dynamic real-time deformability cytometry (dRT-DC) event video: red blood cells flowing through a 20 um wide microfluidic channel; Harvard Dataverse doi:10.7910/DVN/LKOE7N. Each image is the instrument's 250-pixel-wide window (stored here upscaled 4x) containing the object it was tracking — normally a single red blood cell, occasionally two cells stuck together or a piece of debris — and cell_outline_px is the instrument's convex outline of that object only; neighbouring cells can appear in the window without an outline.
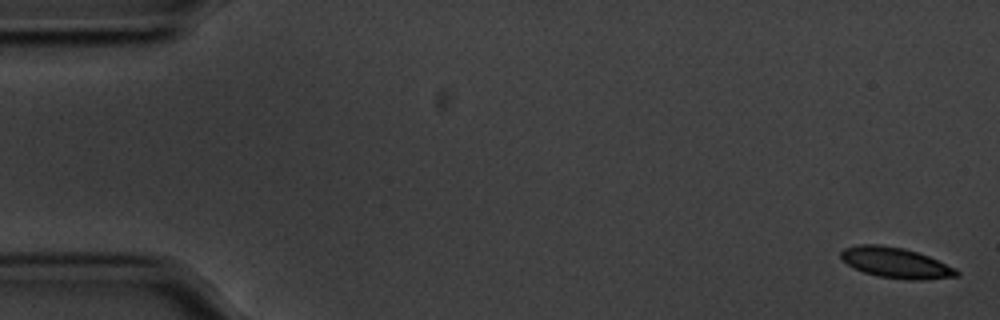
{"species": "common noctule bat (a hibernating species)", "species_latin": "Nyctalus noctula", "temperature_condition": "cold", "stored_images_in_passage": 57, "camera_frame_rate_fps": 3000, "um_per_image_px": 0.085, "animal": {"sex": "male", "body_mass_g": 20.1, "forearm_length_mm": 53.5}, "frame": {"image": 1, "passage_image": 1, "time_ms": 0.0, "image_size_px": [1000, 320], "cell_outline_px": [[960, 276], [924, 280], [904, 280], [876, 276], [852, 268], [840, 256], [840, 252], [844, 248], [856, 244], [880, 244], [904, 248], [928, 256], [956, 268], [960, 272]], "centroid_in_image_um": [76.14, 22.34], "position_along_channel_um": 8.9, "area_um2": 20.87}}
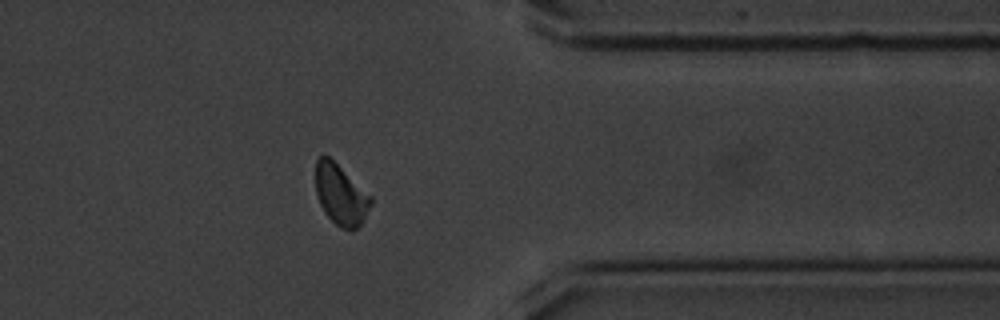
{"frame": {"image": 2, "passage_image": 45, "time_ms": 14.667, "image_size_px": [1000, 320], "cell_outline_px": [[372, 204], [364, 220], [352, 232], [340, 228], [324, 212], [320, 204], [316, 192], [316, 160], [320, 156], [328, 156], [372, 196]], "centroid_in_image_um": [28.98, 16.58], "position_along_channel_um": 382.4, "area_um2": 19.42}}
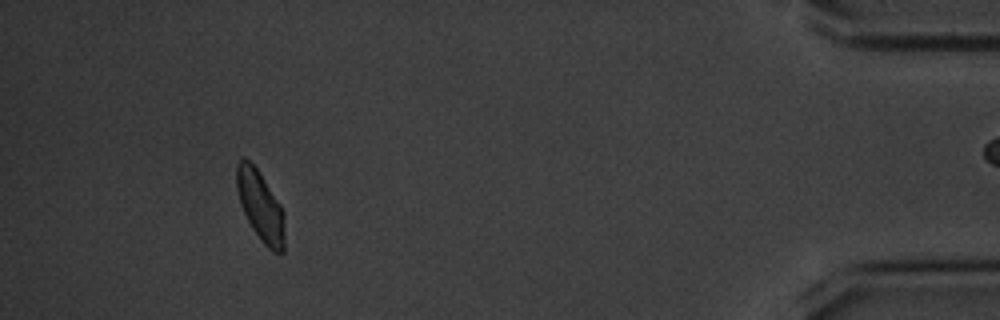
{"frame": {"image": 3, "passage_image": 52, "time_ms": 17.0, "image_size_px": [1000, 320], "cell_outline_px": [[284, 252], [272, 252], [260, 240], [252, 228], [240, 204], [236, 188], [236, 164], [244, 156], [256, 168], [280, 204], [284, 212]], "centroid_in_image_um": [22.13, 17.52], "position_along_channel_um": 413.1, "area_um2": 19.54}, "authors_computed_cell_mechanics": {"area_um2": 20.6346, "velocity_mm_per_s": 3.5123, "shape_relaxation_time_tau1_ms": null, "shape_relaxation_time_tau2_ms": 3.5041, "deformation_change_tau1": null, "deformation_change_tau2": 0.0688}}